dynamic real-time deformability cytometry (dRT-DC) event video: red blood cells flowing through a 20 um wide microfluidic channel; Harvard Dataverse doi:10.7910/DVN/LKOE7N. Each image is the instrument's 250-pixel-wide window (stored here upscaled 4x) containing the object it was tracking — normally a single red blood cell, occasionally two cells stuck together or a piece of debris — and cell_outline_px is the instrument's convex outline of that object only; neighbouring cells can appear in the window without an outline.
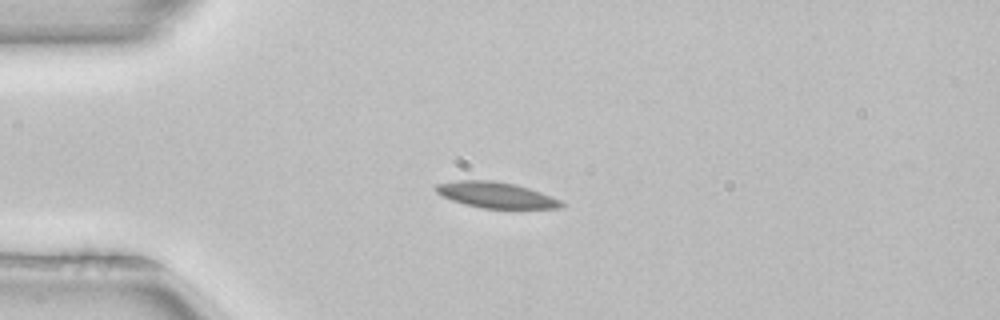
{"species": "common noctule bat (a hibernating species)", "species_latin": "Nyctalus noctula", "temperature_condition": "room temperature", "stored_images_in_passage": 40, "camera_frame_rate_fps": 3000, "um_per_image_px": 0.085, "animal": {"sex": "female", "body_mass_g": 22.7, "forearm_length_mm": 54.2}, "frame": {"image": 1, "passage_image": 1, "time_ms": 0.0, "image_size_px": [1000, 320], "cell_outline_px": [[564, 204], [560, 208], [480, 208], [464, 204], [440, 196], [432, 188], [436, 184], [452, 180], [492, 180], [516, 184], [540, 192], [560, 200]], "centroid_in_image_um": [42.06, 16.56], "position_along_channel_um": 42.9, "area_um2": 19.02}}
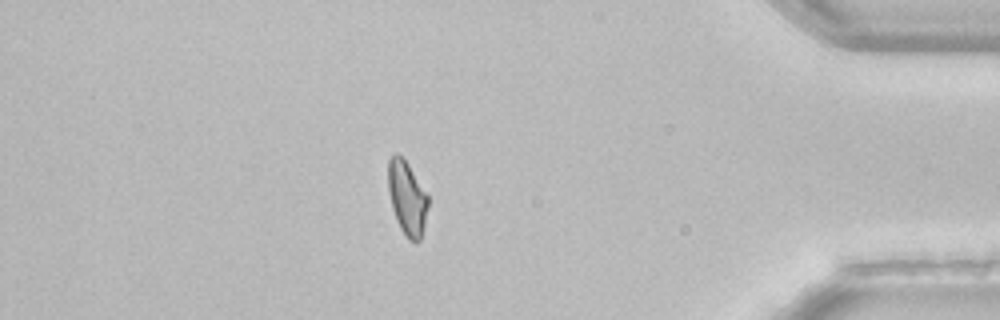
{"frame": {"image": 2, "passage_image": 33, "time_ms": 10.667, "image_size_px": [1000, 320], "cell_outline_px": [[428, 204], [424, 224], [420, 240], [416, 244], [408, 240], [400, 228], [396, 220], [392, 208], [388, 192], [388, 160], [396, 152], [404, 156], [428, 196]], "centroid_in_image_um": [34.58, 16.81], "position_along_channel_um": 400.6, "area_um2": 17.4}, "authors_computed_cell_mechanics": {"area_um2": 18.0336, "velocity_mm_per_s": 3.9736, "shape_relaxation_time_tau1_ms": null, "shape_relaxation_time_tau2_ms": 1.6121, "deformation_change_tau1": null, "deformation_change_tau2": 0.0753}}